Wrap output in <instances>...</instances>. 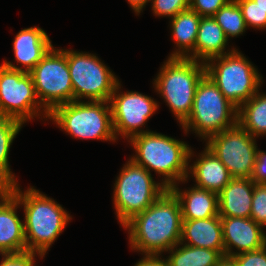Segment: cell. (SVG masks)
Segmentation results:
<instances>
[{
    "label": "cell",
    "mask_w": 266,
    "mask_h": 266,
    "mask_svg": "<svg viewBox=\"0 0 266 266\" xmlns=\"http://www.w3.org/2000/svg\"><path fill=\"white\" fill-rule=\"evenodd\" d=\"M182 211L178 198L165 192L123 227L128 230L131 250L143 255H161L180 243Z\"/></svg>",
    "instance_id": "obj_1"
},
{
    "label": "cell",
    "mask_w": 266,
    "mask_h": 266,
    "mask_svg": "<svg viewBox=\"0 0 266 266\" xmlns=\"http://www.w3.org/2000/svg\"><path fill=\"white\" fill-rule=\"evenodd\" d=\"M19 186L16 184L7 190L24 209L26 251L44 256L72 217L60 204L34 187L22 192Z\"/></svg>",
    "instance_id": "obj_2"
},
{
    "label": "cell",
    "mask_w": 266,
    "mask_h": 266,
    "mask_svg": "<svg viewBox=\"0 0 266 266\" xmlns=\"http://www.w3.org/2000/svg\"><path fill=\"white\" fill-rule=\"evenodd\" d=\"M129 143L135 150L129 159L149 173L153 170L162 175L160 181L167 189L189 180L188 166L194 151L187 143L154 131L136 135Z\"/></svg>",
    "instance_id": "obj_3"
},
{
    "label": "cell",
    "mask_w": 266,
    "mask_h": 266,
    "mask_svg": "<svg viewBox=\"0 0 266 266\" xmlns=\"http://www.w3.org/2000/svg\"><path fill=\"white\" fill-rule=\"evenodd\" d=\"M206 75L205 63L188 58H167L154 80V88L182 125L189 117L198 83Z\"/></svg>",
    "instance_id": "obj_4"
},
{
    "label": "cell",
    "mask_w": 266,
    "mask_h": 266,
    "mask_svg": "<svg viewBox=\"0 0 266 266\" xmlns=\"http://www.w3.org/2000/svg\"><path fill=\"white\" fill-rule=\"evenodd\" d=\"M237 114L238 108L205 75L197 85L192 111L181 126L186 135L194 131L206 141L211 135L235 126Z\"/></svg>",
    "instance_id": "obj_5"
},
{
    "label": "cell",
    "mask_w": 266,
    "mask_h": 266,
    "mask_svg": "<svg viewBox=\"0 0 266 266\" xmlns=\"http://www.w3.org/2000/svg\"><path fill=\"white\" fill-rule=\"evenodd\" d=\"M76 139L116 142L109 101H71L55 107L48 116Z\"/></svg>",
    "instance_id": "obj_6"
},
{
    "label": "cell",
    "mask_w": 266,
    "mask_h": 266,
    "mask_svg": "<svg viewBox=\"0 0 266 266\" xmlns=\"http://www.w3.org/2000/svg\"><path fill=\"white\" fill-rule=\"evenodd\" d=\"M206 75L237 108L252 98L263 84L257 68L236 48L205 63Z\"/></svg>",
    "instance_id": "obj_7"
},
{
    "label": "cell",
    "mask_w": 266,
    "mask_h": 266,
    "mask_svg": "<svg viewBox=\"0 0 266 266\" xmlns=\"http://www.w3.org/2000/svg\"><path fill=\"white\" fill-rule=\"evenodd\" d=\"M166 187L154 181L151 173L136 165L131 159L124 164L113 191V204L120 225L142 213L166 191Z\"/></svg>",
    "instance_id": "obj_8"
},
{
    "label": "cell",
    "mask_w": 266,
    "mask_h": 266,
    "mask_svg": "<svg viewBox=\"0 0 266 266\" xmlns=\"http://www.w3.org/2000/svg\"><path fill=\"white\" fill-rule=\"evenodd\" d=\"M67 63L73 86V100H110L120 81L98 56L67 49Z\"/></svg>",
    "instance_id": "obj_9"
},
{
    "label": "cell",
    "mask_w": 266,
    "mask_h": 266,
    "mask_svg": "<svg viewBox=\"0 0 266 266\" xmlns=\"http://www.w3.org/2000/svg\"><path fill=\"white\" fill-rule=\"evenodd\" d=\"M29 73L37 99L48 113L59 105L73 101L67 49L52 47Z\"/></svg>",
    "instance_id": "obj_10"
},
{
    "label": "cell",
    "mask_w": 266,
    "mask_h": 266,
    "mask_svg": "<svg viewBox=\"0 0 266 266\" xmlns=\"http://www.w3.org/2000/svg\"><path fill=\"white\" fill-rule=\"evenodd\" d=\"M0 115L22 123L40 116L47 120L49 116L37 99L31 74L3 63L0 64Z\"/></svg>",
    "instance_id": "obj_11"
},
{
    "label": "cell",
    "mask_w": 266,
    "mask_h": 266,
    "mask_svg": "<svg viewBox=\"0 0 266 266\" xmlns=\"http://www.w3.org/2000/svg\"><path fill=\"white\" fill-rule=\"evenodd\" d=\"M206 140V147L225 165L232 178H251L258 150L255 137L237 123Z\"/></svg>",
    "instance_id": "obj_12"
},
{
    "label": "cell",
    "mask_w": 266,
    "mask_h": 266,
    "mask_svg": "<svg viewBox=\"0 0 266 266\" xmlns=\"http://www.w3.org/2000/svg\"><path fill=\"white\" fill-rule=\"evenodd\" d=\"M120 88L119 82L109 100L116 139L120 135L129 141L136 135L151 132L140 128L159 109V104L153 98L140 92L126 91L123 93Z\"/></svg>",
    "instance_id": "obj_13"
},
{
    "label": "cell",
    "mask_w": 266,
    "mask_h": 266,
    "mask_svg": "<svg viewBox=\"0 0 266 266\" xmlns=\"http://www.w3.org/2000/svg\"><path fill=\"white\" fill-rule=\"evenodd\" d=\"M221 222L225 256L233 257L264 247L265 231L252 218L221 217Z\"/></svg>",
    "instance_id": "obj_14"
},
{
    "label": "cell",
    "mask_w": 266,
    "mask_h": 266,
    "mask_svg": "<svg viewBox=\"0 0 266 266\" xmlns=\"http://www.w3.org/2000/svg\"><path fill=\"white\" fill-rule=\"evenodd\" d=\"M52 47L49 36L42 28L34 26L22 29L14 38L13 51L16 63H20V66L22 64L24 68L6 60L3 64L8 68L29 73Z\"/></svg>",
    "instance_id": "obj_15"
},
{
    "label": "cell",
    "mask_w": 266,
    "mask_h": 266,
    "mask_svg": "<svg viewBox=\"0 0 266 266\" xmlns=\"http://www.w3.org/2000/svg\"><path fill=\"white\" fill-rule=\"evenodd\" d=\"M19 207L7 189L0 195V254L26 251L24 221L17 215Z\"/></svg>",
    "instance_id": "obj_16"
},
{
    "label": "cell",
    "mask_w": 266,
    "mask_h": 266,
    "mask_svg": "<svg viewBox=\"0 0 266 266\" xmlns=\"http://www.w3.org/2000/svg\"><path fill=\"white\" fill-rule=\"evenodd\" d=\"M180 243L218 250L225 256L221 217L183 220Z\"/></svg>",
    "instance_id": "obj_17"
},
{
    "label": "cell",
    "mask_w": 266,
    "mask_h": 266,
    "mask_svg": "<svg viewBox=\"0 0 266 266\" xmlns=\"http://www.w3.org/2000/svg\"><path fill=\"white\" fill-rule=\"evenodd\" d=\"M190 175L195 179L194 186L217 194L232 179L225 165L206 146L192 166L189 164L188 177Z\"/></svg>",
    "instance_id": "obj_18"
},
{
    "label": "cell",
    "mask_w": 266,
    "mask_h": 266,
    "mask_svg": "<svg viewBox=\"0 0 266 266\" xmlns=\"http://www.w3.org/2000/svg\"><path fill=\"white\" fill-rule=\"evenodd\" d=\"M254 187L251 178H232L218 194L219 216L249 218Z\"/></svg>",
    "instance_id": "obj_19"
},
{
    "label": "cell",
    "mask_w": 266,
    "mask_h": 266,
    "mask_svg": "<svg viewBox=\"0 0 266 266\" xmlns=\"http://www.w3.org/2000/svg\"><path fill=\"white\" fill-rule=\"evenodd\" d=\"M178 183L170 190L178 198L183 220L206 219L219 215L218 194L193 186L181 191Z\"/></svg>",
    "instance_id": "obj_20"
},
{
    "label": "cell",
    "mask_w": 266,
    "mask_h": 266,
    "mask_svg": "<svg viewBox=\"0 0 266 266\" xmlns=\"http://www.w3.org/2000/svg\"><path fill=\"white\" fill-rule=\"evenodd\" d=\"M228 41L223 29L213 16L201 17L194 48V60L206 63L212 58L233 52L234 47L225 52Z\"/></svg>",
    "instance_id": "obj_21"
},
{
    "label": "cell",
    "mask_w": 266,
    "mask_h": 266,
    "mask_svg": "<svg viewBox=\"0 0 266 266\" xmlns=\"http://www.w3.org/2000/svg\"><path fill=\"white\" fill-rule=\"evenodd\" d=\"M170 28L175 50L169 58H188L194 60V48L198 34L201 16L190 8L179 12L170 19Z\"/></svg>",
    "instance_id": "obj_22"
},
{
    "label": "cell",
    "mask_w": 266,
    "mask_h": 266,
    "mask_svg": "<svg viewBox=\"0 0 266 266\" xmlns=\"http://www.w3.org/2000/svg\"><path fill=\"white\" fill-rule=\"evenodd\" d=\"M237 123L255 138L266 135V93L258 91L238 108Z\"/></svg>",
    "instance_id": "obj_23"
},
{
    "label": "cell",
    "mask_w": 266,
    "mask_h": 266,
    "mask_svg": "<svg viewBox=\"0 0 266 266\" xmlns=\"http://www.w3.org/2000/svg\"><path fill=\"white\" fill-rule=\"evenodd\" d=\"M23 124L17 119L0 115V182L6 188L18 184L8 160L13 140L20 132Z\"/></svg>",
    "instance_id": "obj_24"
},
{
    "label": "cell",
    "mask_w": 266,
    "mask_h": 266,
    "mask_svg": "<svg viewBox=\"0 0 266 266\" xmlns=\"http://www.w3.org/2000/svg\"><path fill=\"white\" fill-rule=\"evenodd\" d=\"M182 245V246H181ZM170 266H216L224 257L218 250L178 243L169 251Z\"/></svg>",
    "instance_id": "obj_25"
},
{
    "label": "cell",
    "mask_w": 266,
    "mask_h": 266,
    "mask_svg": "<svg viewBox=\"0 0 266 266\" xmlns=\"http://www.w3.org/2000/svg\"><path fill=\"white\" fill-rule=\"evenodd\" d=\"M213 18L223 29L228 40L231 37L243 35L245 30H247L242 11L236 0L227 2L213 15Z\"/></svg>",
    "instance_id": "obj_26"
},
{
    "label": "cell",
    "mask_w": 266,
    "mask_h": 266,
    "mask_svg": "<svg viewBox=\"0 0 266 266\" xmlns=\"http://www.w3.org/2000/svg\"><path fill=\"white\" fill-rule=\"evenodd\" d=\"M246 27L266 29V12L254 0H236Z\"/></svg>",
    "instance_id": "obj_27"
},
{
    "label": "cell",
    "mask_w": 266,
    "mask_h": 266,
    "mask_svg": "<svg viewBox=\"0 0 266 266\" xmlns=\"http://www.w3.org/2000/svg\"><path fill=\"white\" fill-rule=\"evenodd\" d=\"M250 218L263 228L266 227V184L255 183Z\"/></svg>",
    "instance_id": "obj_28"
},
{
    "label": "cell",
    "mask_w": 266,
    "mask_h": 266,
    "mask_svg": "<svg viewBox=\"0 0 266 266\" xmlns=\"http://www.w3.org/2000/svg\"><path fill=\"white\" fill-rule=\"evenodd\" d=\"M155 16L172 19L179 12L189 9V0H151Z\"/></svg>",
    "instance_id": "obj_29"
},
{
    "label": "cell",
    "mask_w": 266,
    "mask_h": 266,
    "mask_svg": "<svg viewBox=\"0 0 266 266\" xmlns=\"http://www.w3.org/2000/svg\"><path fill=\"white\" fill-rule=\"evenodd\" d=\"M2 260L0 266H36L35 265V256L43 258L44 256L40 253L33 251H24L20 253H6L0 254Z\"/></svg>",
    "instance_id": "obj_30"
},
{
    "label": "cell",
    "mask_w": 266,
    "mask_h": 266,
    "mask_svg": "<svg viewBox=\"0 0 266 266\" xmlns=\"http://www.w3.org/2000/svg\"><path fill=\"white\" fill-rule=\"evenodd\" d=\"M230 0H189V8L201 17L213 16Z\"/></svg>",
    "instance_id": "obj_31"
},
{
    "label": "cell",
    "mask_w": 266,
    "mask_h": 266,
    "mask_svg": "<svg viewBox=\"0 0 266 266\" xmlns=\"http://www.w3.org/2000/svg\"><path fill=\"white\" fill-rule=\"evenodd\" d=\"M237 266H266V247L255 251L243 252L232 257Z\"/></svg>",
    "instance_id": "obj_32"
},
{
    "label": "cell",
    "mask_w": 266,
    "mask_h": 266,
    "mask_svg": "<svg viewBox=\"0 0 266 266\" xmlns=\"http://www.w3.org/2000/svg\"><path fill=\"white\" fill-rule=\"evenodd\" d=\"M251 180L254 183L266 184V152L257 150L256 162L254 165V171L251 176Z\"/></svg>",
    "instance_id": "obj_33"
},
{
    "label": "cell",
    "mask_w": 266,
    "mask_h": 266,
    "mask_svg": "<svg viewBox=\"0 0 266 266\" xmlns=\"http://www.w3.org/2000/svg\"><path fill=\"white\" fill-rule=\"evenodd\" d=\"M162 255H144L134 266H170L167 259H162Z\"/></svg>",
    "instance_id": "obj_34"
},
{
    "label": "cell",
    "mask_w": 266,
    "mask_h": 266,
    "mask_svg": "<svg viewBox=\"0 0 266 266\" xmlns=\"http://www.w3.org/2000/svg\"><path fill=\"white\" fill-rule=\"evenodd\" d=\"M128 4L131 6L135 14L139 15L141 12H143V8L148 4V2H151V0H127Z\"/></svg>",
    "instance_id": "obj_35"
},
{
    "label": "cell",
    "mask_w": 266,
    "mask_h": 266,
    "mask_svg": "<svg viewBox=\"0 0 266 266\" xmlns=\"http://www.w3.org/2000/svg\"><path fill=\"white\" fill-rule=\"evenodd\" d=\"M216 266H237V263L232 257L224 256Z\"/></svg>",
    "instance_id": "obj_36"
},
{
    "label": "cell",
    "mask_w": 266,
    "mask_h": 266,
    "mask_svg": "<svg viewBox=\"0 0 266 266\" xmlns=\"http://www.w3.org/2000/svg\"><path fill=\"white\" fill-rule=\"evenodd\" d=\"M266 12V0H254Z\"/></svg>",
    "instance_id": "obj_37"
},
{
    "label": "cell",
    "mask_w": 266,
    "mask_h": 266,
    "mask_svg": "<svg viewBox=\"0 0 266 266\" xmlns=\"http://www.w3.org/2000/svg\"><path fill=\"white\" fill-rule=\"evenodd\" d=\"M7 188L0 182V195L6 190Z\"/></svg>",
    "instance_id": "obj_38"
},
{
    "label": "cell",
    "mask_w": 266,
    "mask_h": 266,
    "mask_svg": "<svg viewBox=\"0 0 266 266\" xmlns=\"http://www.w3.org/2000/svg\"><path fill=\"white\" fill-rule=\"evenodd\" d=\"M264 246L266 247V233H265V236H264Z\"/></svg>",
    "instance_id": "obj_39"
}]
</instances>
